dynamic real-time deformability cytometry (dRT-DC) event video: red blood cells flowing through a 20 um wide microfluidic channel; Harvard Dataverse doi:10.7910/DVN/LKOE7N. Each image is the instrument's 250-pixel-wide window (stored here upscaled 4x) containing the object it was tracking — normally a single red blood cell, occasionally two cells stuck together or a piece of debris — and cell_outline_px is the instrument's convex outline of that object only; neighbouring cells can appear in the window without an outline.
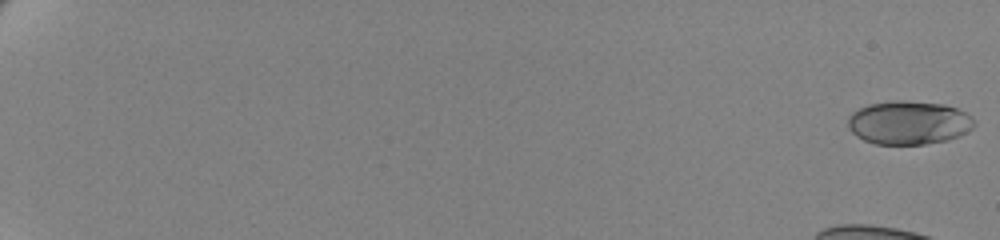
{"species": "human", "species_latin": "Homo sapiens", "temperature_condition": "cold", "stored_images_in_passage": 56, "camera_frame_rate_fps": 3000, "um_per_image_px": 0.085, "donor": {"sex": "female"}, "frame": {"image": 1, "passage_image": 1, "time_ms": 0.0, "image_size_px": [1000, 240], "cell_outline_px": [[976, 124], [972, 128], [960, 136], [948, 140], [924, 144], [876, 144], [864, 140], [856, 136], [848, 128], [848, 116], [852, 112], [868, 104], [896, 100], [900, 100], [944, 104], [956, 108], [972, 116], [976, 120]], "centroid_in_image_um": [77.25, 10.43], "position_along_channel_um": 7.7, "area_um2": 32.25}}